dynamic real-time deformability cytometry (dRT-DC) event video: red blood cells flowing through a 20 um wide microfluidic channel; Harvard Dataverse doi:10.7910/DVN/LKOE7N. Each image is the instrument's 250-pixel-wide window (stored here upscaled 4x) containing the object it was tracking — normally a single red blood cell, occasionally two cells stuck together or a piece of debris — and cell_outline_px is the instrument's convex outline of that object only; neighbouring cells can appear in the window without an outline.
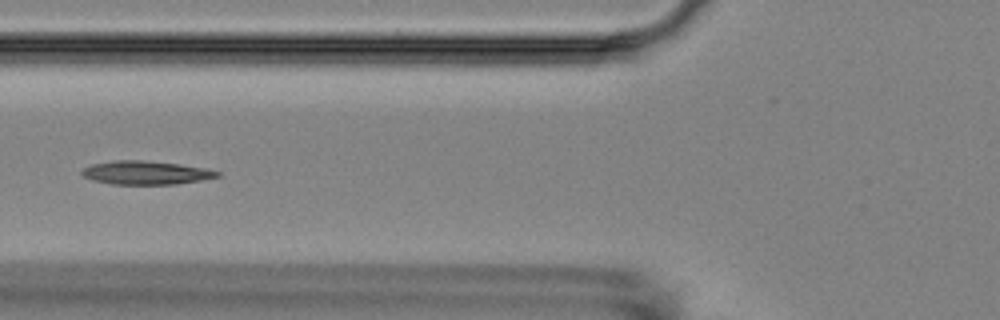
{"species": "Egyptian fruit bat (a non-hibernating species)", "species_latin": "Rousettus aegyptiacus", "temperature_condition": "room temperature", "stored_images_in_passage": 9, "camera_frame_rate_fps": 3000, "um_per_image_px": 0.085, "animal": {"sex": "female"}, "frame": {"image": 1, "passage_image": 6, "time_ms": 6.0, "image_size_px": [1000, 320], "cell_outline_px": [[220, 176], [200, 180], [176, 184], [112, 184], [92, 180], [84, 176], [80, 172], [84, 168], [92, 164], [116, 160], [140, 160], [176, 164], [208, 168], [220, 172]], "centroid_in_image_um": [12.4, 14.68], "position_along_channel_um": 113.4, "area_um2": 18.38}}
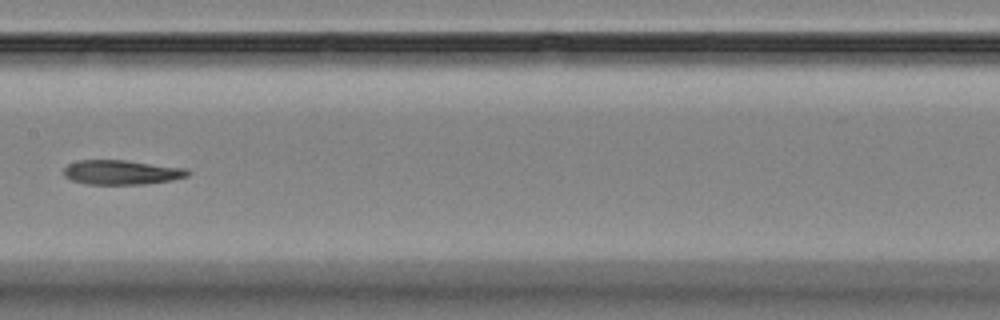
{"frame": {"image": 2, "passage_image": 8, "time_ms": 8.333, "image_size_px": [1000, 320], "cell_outline_px": [[192, 172], [188, 176], [172, 180], [144, 184], [88, 184], [72, 180], [64, 176], [64, 168], [68, 164], [80, 160], [124, 160], [188, 168]], "centroid_in_image_um": [10.38, 14.64], "position_along_channel_um": 197.0, "area_um2": 17.74}}
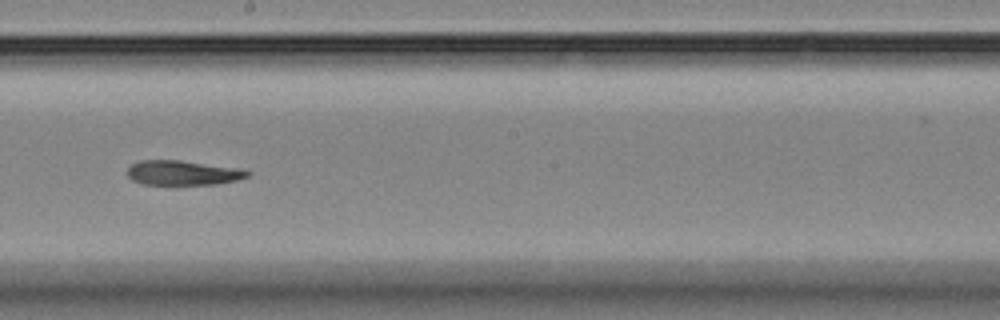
{"frame": {"image": 3, "passage_image": 9, "time_ms": 9.333, "image_size_px": [1000, 320], "cell_outline_px": [[252, 172], [248, 176], [236, 180], [216, 184], [172, 188], [144, 184], [132, 180], [128, 176], [128, 168], [132, 164], [140, 160], [180, 160], [240, 168]], "centroid_in_image_um": [15.53, 14.74], "position_along_channel_um": 232.7, "area_um2": 18.21}}